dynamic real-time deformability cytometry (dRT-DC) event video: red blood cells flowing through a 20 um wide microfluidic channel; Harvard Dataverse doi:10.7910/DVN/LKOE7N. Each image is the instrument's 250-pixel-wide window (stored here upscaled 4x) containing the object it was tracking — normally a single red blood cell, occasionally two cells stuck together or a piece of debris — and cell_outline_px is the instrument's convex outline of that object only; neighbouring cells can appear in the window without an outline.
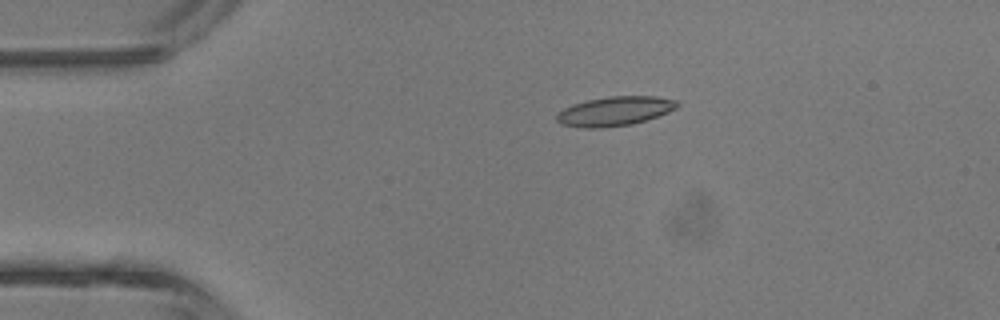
{"species": "common noctule bat (a hibernating species)", "species_latin": "Nyctalus noctula", "temperature_condition": "room temperature", "stored_images_in_passage": 4, "camera_frame_rate_fps": 3000, "um_per_image_px": 0.085, "animal": {"sex": "male", "body_mass_g": 13.3}, "frame": {"image": 1, "passage_image": 3, "time_ms": 2.333, "image_size_px": [1000, 320], "cell_outline_px": [[680, 104], [676, 108], [668, 112], [632, 124], [600, 128], [584, 128], [560, 124], [556, 120], [556, 116], [564, 108], [572, 104], [588, 100], [608, 96], [656, 96], [676, 100]], "centroid_in_image_um": [52.24, 9.44], "position_along_channel_um": 32.8, "area_um2": 20.46}}